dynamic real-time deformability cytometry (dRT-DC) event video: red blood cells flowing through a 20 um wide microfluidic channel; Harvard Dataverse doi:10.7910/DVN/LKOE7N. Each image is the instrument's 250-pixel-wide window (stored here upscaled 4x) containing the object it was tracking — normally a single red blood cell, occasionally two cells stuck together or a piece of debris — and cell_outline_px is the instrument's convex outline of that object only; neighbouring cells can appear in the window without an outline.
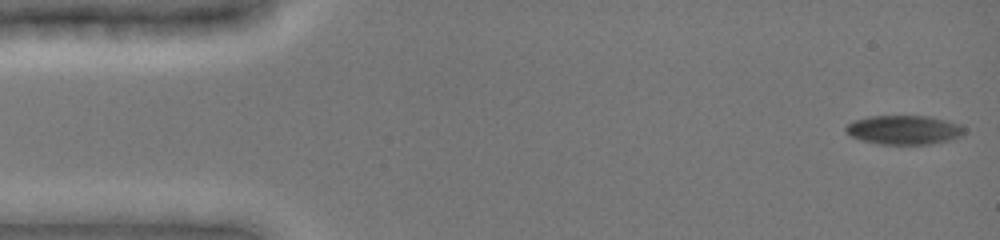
{"species": "common noctule bat (a hibernating species)", "species_latin": "Nyctalus noctula", "temperature_condition": "cold", "stored_images_in_passage": 37, "camera_frame_rate_fps": 3000, "um_per_image_px": 0.085, "animal": {"sex": "female", "body_mass_g": 19.0, "forearm_length_mm": 51.5}, "frame": {"image": 1, "passage_image": 1, "time_ms": 0.0, "image_size_px": [1000, 240], "cell_outline_px": [[964, 132], [960, 136], [952, 140], [932, 144], [880, 144], [860, 140], [848, 136], [844, 128], [848, 124], [856, 120], [868, 116], [928, 116], [960, 124], [964, 128]], "centroid_in_image_um": [76.82, 11.05], "position_along_channel_um": 8.2, "area_um2": 20.17}}
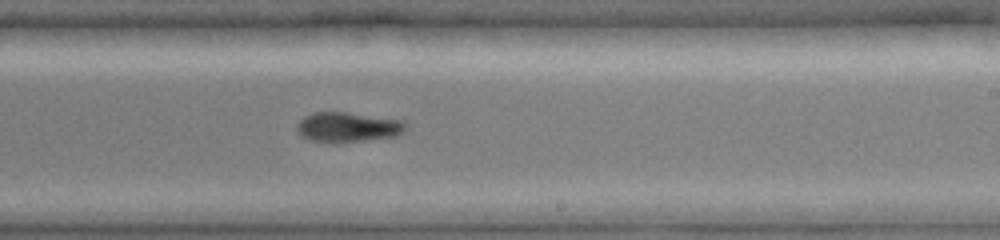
{"frame": {"image": 2, "passage_image": 18, "time_ms": 9.333, "image_size_px": [1000, 240], "cell_outline_px": [[408, 128], [404, 132], [396, 136], [364, 140], [312, 140], [300, 136], [296, 132], [296, 124], [304, 116], [312, 112], [344, 112], [404, 120], [408, 124]], "centroid_in_image_um": [29.59, 10.76], "position_along_channel_um": 259.4, "area_um2": 18.61}}
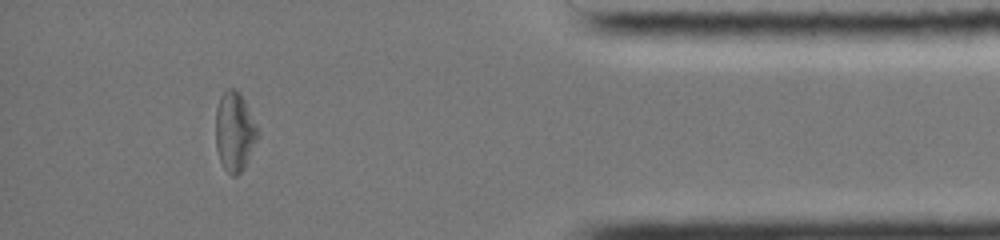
{"frame": {"image": 3, "passage_image": 31, "time_ms": 14.0, "image_size_px": [1000, 240], "cell_outline_px": [[260, 132], [244, 168], [236, 176], [232, 176], [224, 168], [220, 160], [216, 148], [216, 108], [220, 96], [228, 88], [236, 88], [240, 92]], "centroid_in_image_um": [19.94, 11.17], "position_along_channel_um": 415.3, "area_um2": 19.36}}